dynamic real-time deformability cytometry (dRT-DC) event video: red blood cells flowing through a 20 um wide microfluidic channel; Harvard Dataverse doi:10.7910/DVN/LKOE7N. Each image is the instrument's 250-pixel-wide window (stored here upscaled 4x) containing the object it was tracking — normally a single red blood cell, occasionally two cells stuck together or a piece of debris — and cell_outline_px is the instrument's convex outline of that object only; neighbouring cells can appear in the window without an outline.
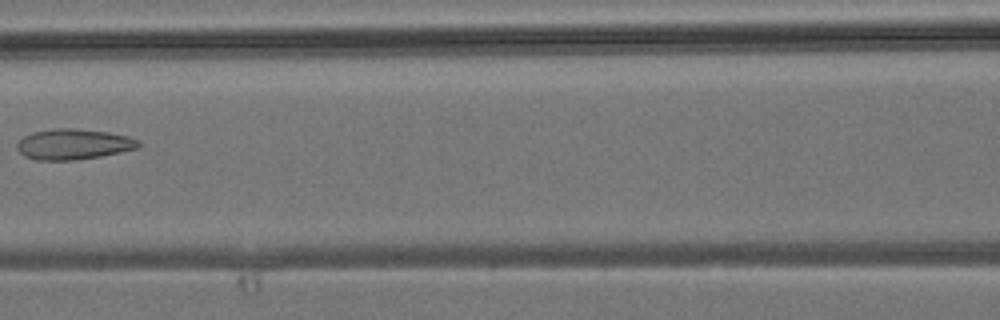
{"species": "common noctule bat (a hibernating species)", "species_latin": "Nyctalus noctula", "temperature_condition": "room temperature", "stored_images_in_passage": 6, "camera_frame_rate_fps": 3000, "um_per_image_px": 0.085, "animal": {"sex": "male", "body_mass_g": 19.2, "forearm_length_mm": 51.8}, "frame": {"image": 1, "passage_image": 6, "time_ms": 5.667, "image_size_px": [1000, 320], "cell_outline_px": [[140, 144], [136, 148], [120, 152], [100, 156], [76, 160], [36, 160], [24, 156], [16, 148], [16, 144], [24, 136], [32, 132], [52, 128], [72, 128], [108, 132], [128, 136], [140, 140]], "centroid_in_image_um": [6.22, 12.25], "position_along_channel_um": 160.4, "area_um2": 21.68}}